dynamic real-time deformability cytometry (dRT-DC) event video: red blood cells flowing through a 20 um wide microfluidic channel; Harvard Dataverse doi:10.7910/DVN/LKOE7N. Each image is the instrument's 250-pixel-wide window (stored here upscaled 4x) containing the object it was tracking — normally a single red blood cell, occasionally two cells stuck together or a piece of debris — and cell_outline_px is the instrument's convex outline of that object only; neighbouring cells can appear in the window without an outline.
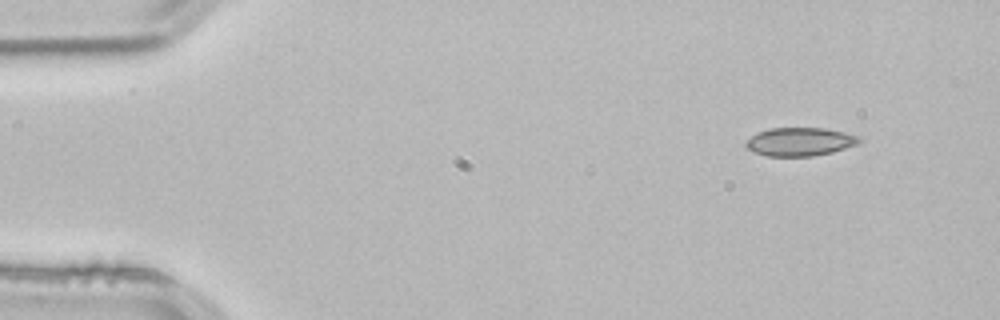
{"species": "common noctule bat (a hibernating species)", "species_latin": "Nyctalus noctula", "temperature_condition": "room temperature", "stored_images_in_passage": 48, "camera_frame_rate_fps": 3000, "um_per_image_px": 0.085, "animal": {"sex": "male", "body_mass_g": 21.5, "forearm_length_mm": 52.0}, "frame": {"image": 1, "passage_image": 1, "time_ms": 0.0, "image_size_px": [1000, 320], "cell_outline_px": [[864, 140], [856, 144], [832, 152], [812, 156], [768, 156], [752, 152], [744, 144], [756, 132], [768, 128], [824, 128], [844, 132], [860, 136]], "centroid_in_image_um": [67.99, 12.04], "position_along_channel_um": 17.0, "area_um2": 18.79}}
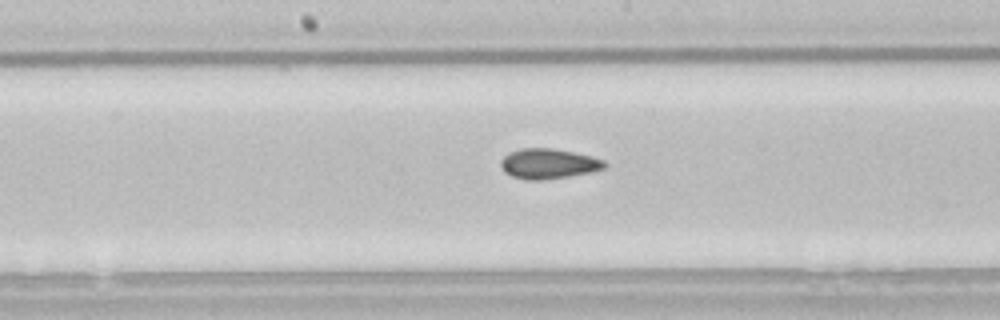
{"frame": {"image": 2, "passage_image": 23, "time_ms": 7.333, "image_size_px": [1000, 320], "cell_outline_px": [[608, 164], [604, 168], [592, 172], [568, 176], [540, 180], [524, 180], [512, 176], [504, 172], [500, 168], [500, 160], [508, 152], [520, 148], [552, 148], [592, 156], [604, 160]], "centroid_in_image_um": [46.58, 13.91], "position_along_channel_um": 201.6, "area_um2": 18.38}}
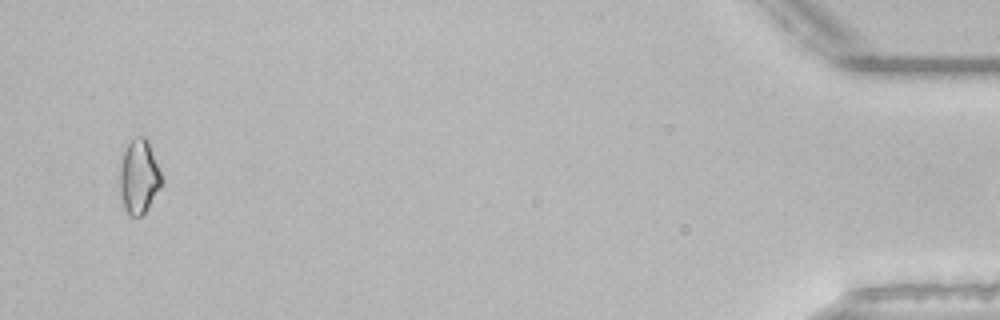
{"frame": {"image": 3, "passage_image": 47, "time_ms": 15.333, "image_size_px": [1000, 320], "cell_outline_px": [[164, 180], [160, 188], [148, 208], [140, 216], [128, 216], [124, 208], [120, 196], [120, 168], [124, 152], [128, 144], [136, 136], [144, 136], [148, 140]], "centroid_in_image_um": [11.82, 15.04], "position_along_channel_um": 423.4, "area_um2": 18.09}}